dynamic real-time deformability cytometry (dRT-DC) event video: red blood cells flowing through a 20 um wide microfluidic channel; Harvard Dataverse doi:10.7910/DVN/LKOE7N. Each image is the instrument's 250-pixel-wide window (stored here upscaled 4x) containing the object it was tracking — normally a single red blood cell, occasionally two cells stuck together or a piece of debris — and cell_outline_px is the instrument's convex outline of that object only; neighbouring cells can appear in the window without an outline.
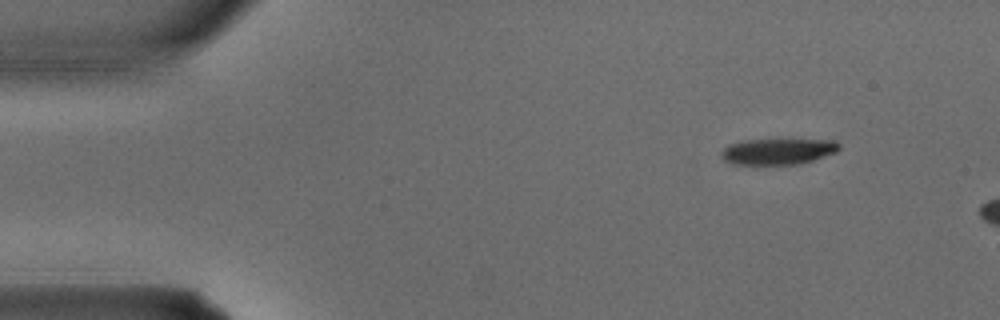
{"species": "common noctule bat (a hibernating species)", "species_latin": "Nyctalus noctula", "temperature_condition": "warm", "stored_images_in_passage": 3, "camera_frame_rate_fps": 3000, "um_per_image_px": 0.085, "animal": {"sex": "male", "body_mass_g": 15.6}, "frame": {"image": 1, "passage_image": 2, "time_ms": 0.333, "image_size_px": [1000, 320], "cell_outline_px": [[840, 148], [836, 152], [800, 164], [732, 164], [724, 160], [720, 156], [720, 152], [728, 144], [744, 140], [836, 140], [840, 144]], "centroid_in_image_um": [66.1, 12.87], "position_along_channel_um": 18.9, "area_um2": 17.8}}